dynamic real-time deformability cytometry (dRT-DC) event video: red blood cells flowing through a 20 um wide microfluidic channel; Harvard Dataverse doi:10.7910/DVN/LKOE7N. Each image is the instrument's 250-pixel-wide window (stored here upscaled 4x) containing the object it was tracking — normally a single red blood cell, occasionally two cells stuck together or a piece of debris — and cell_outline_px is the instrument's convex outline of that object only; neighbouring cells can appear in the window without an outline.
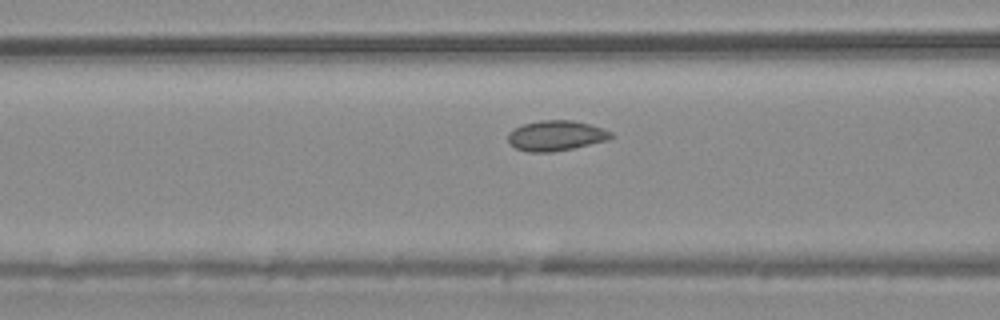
{"species": "common noctule bat (a hibernating species)", "species_latin": "Nyctalus noctula", "temperature_condition": "warm", "stored_images_in_passage": 46, "camera_frame_rate_fps": 3000, "um_per_image_px": 0.085, "animal": {"sex": "male", "body_mass_g": 20.4}, "frame": {"image": 1, "passage_image": 19, "time_ms": 6.0, "image_size_px": [1000, 320], "cell_outline_px": [[616, 136], [608, 140], [572, 148], [552, 152], [528, 152], [516, 148], [508, 140], [508, 132], [512, 128], [524, 124], [540, 120], [572, 120], [592, 124], [612, 132]], "centroid_in_image_um": [47.28, 11.52], "position_along_channel_um": 119.3, "area_um2": 18.26}}
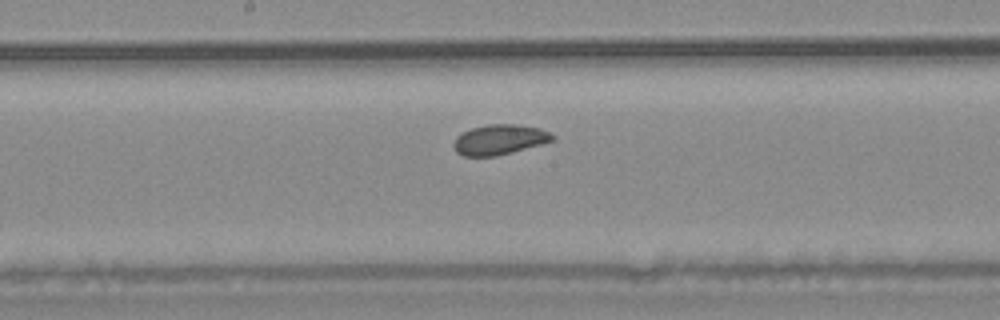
{"frame": {"image": 2, "passage_image": 26, "time_ms": 8.333, "image_size_px": [1000, 320], "cell_outline_px": [[556, 140], [512, 152], [496, 156], [464, 156], [456, 152], [452, 144], [456, 136], [472, 128], [488, 124], [516, 124], [540, 128], [556, 136]], "centroid_in_image_um": [42.46, 11.86], "position_along_channel_um": 205.7, "area_um2": 17.4}}
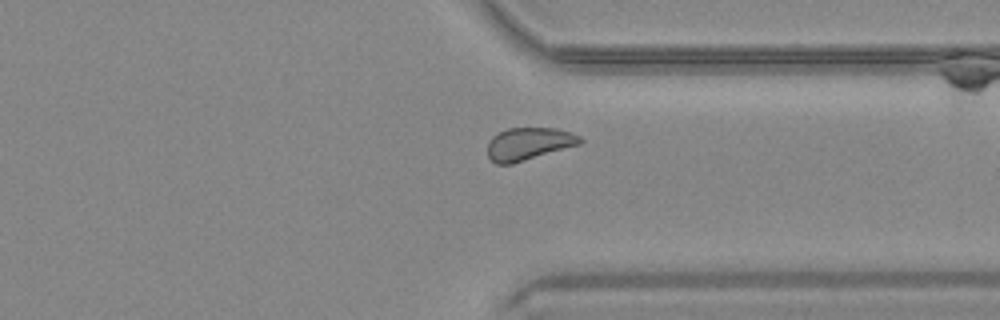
{"frame": {"image": 3, "passage_image": 39, "time_ms": 12.667, "image_size_px": [1000, 320], "cell_outline_px": [[584, 140], [580, 144], [512, 164], [496, 164], [488, 156], [488, 140], [496, 132], [508, 128], [556, 128], [572, 132], [580, 136]], "centroid_in_image_um": [44.93, 12.21], "position_along_channel_um": 366.5, "area_um2": 17.69}}